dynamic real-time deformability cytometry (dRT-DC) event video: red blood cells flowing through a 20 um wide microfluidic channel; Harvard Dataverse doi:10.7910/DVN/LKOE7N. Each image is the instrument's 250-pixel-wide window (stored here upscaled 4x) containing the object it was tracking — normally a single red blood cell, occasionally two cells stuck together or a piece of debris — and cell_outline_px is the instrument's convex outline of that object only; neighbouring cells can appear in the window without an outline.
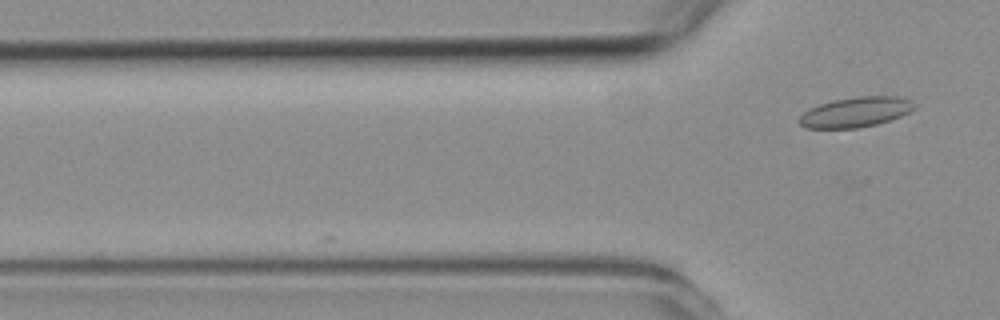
{"species": "common noctule bat (a hibernating species)", "species_latin": "Nyctalus noctula", "temperature_condition": "room temperature", "stored_images_in_passage": 3, "camera_frame_rate_fps": 3000, "um_per_image_px": 0.085, "animal": {"sex": "female", "body_mass_g": 19.3, "forearm_length_mm": 54.1}, "frame": {"image": 1, "passage_image": 3, "time_ms": 2.333, "image_size_px": [1000, 320], "cell_outline_px": [[916, 108], [900, 116], [876, 124], [856, 128], [808, 128], [800, 124], [800, 116], [804, 112], [820, 104], [832, 100], [856, 96], [896, 96], [908, 100], [916, 104]], "centroid_in_image_um": [72.74, 9.52], "position_along_channel_um": 53.1, "area_um2": 19.88}}